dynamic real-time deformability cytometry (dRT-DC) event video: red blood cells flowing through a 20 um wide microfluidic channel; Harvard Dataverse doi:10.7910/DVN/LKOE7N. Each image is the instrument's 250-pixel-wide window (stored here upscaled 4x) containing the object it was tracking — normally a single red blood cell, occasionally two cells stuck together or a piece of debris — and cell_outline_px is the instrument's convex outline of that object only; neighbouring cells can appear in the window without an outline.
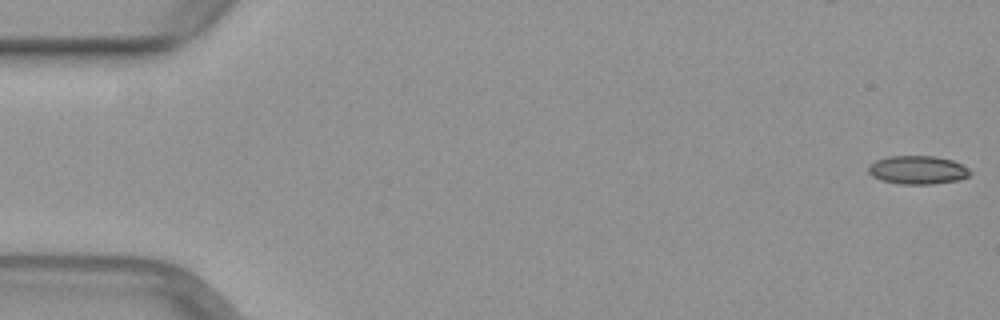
{"species": "common noctule bat (a hibernating species)", "species_latin": "Nyctalus noctula", "temperature_condition": "warm", "stored_images_in_passage": 43, "camera_frame_rate_fps": 3000, "um_per_image_px": 0.085, "animal": {"sex": "female", "body_mass_g": 29.2, "forearm_length_mm": 56.3}, "frame": {"image": 1, "passage_image": 1, "time_ms": 0.0, "image_size_px": [1000, 320], "cell_outline_px": [[972, 172], [968, 176], [960, 180], [932, 184], [900, 184], [880, 180], [872, 176], [868, 172], [868, 164], [876, 160], [888, 156], [936, 156], [952, 160], [968, 168]], "centroid_in_image_um": [77.98, 14.45], "position_along_channel_um": 7.0, "area_um2": 16.99}}
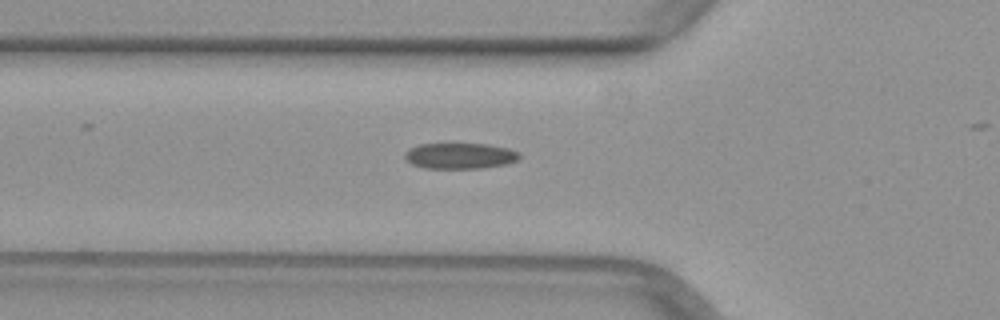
{"frame": {"image": 2, "passage_image": 18, "time_ms": 5.667, "image_size_px": [1000, 320], "cell_outline_px": [[520, 160], [508, 164], [484, 168], [424, 168], [412, 164], [404, 160], [404, 152], [408, 148], [420, 144], [488, 144], [508, 148], [520, 152]], "centroid_in_image_um": [39.11, 13.25], "position_along_channel_um": 86.7, "area_um2": 17.57}}
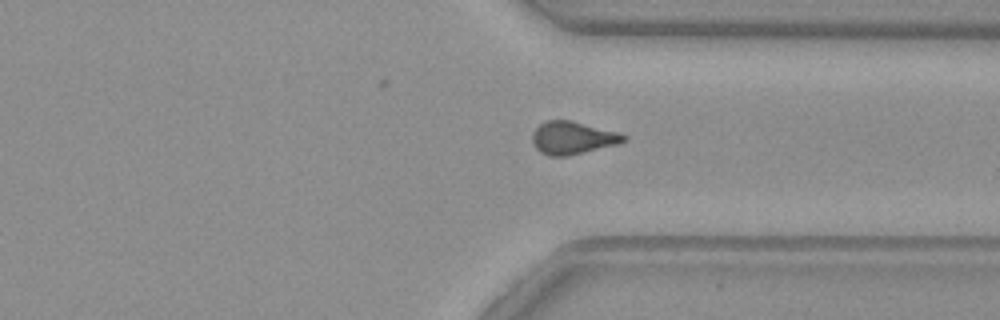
{"frame": {"image": 3, "passage_image": 38, "time_ms": 12.333, "image_size_px": [1000, 320], "cell_outline_px": [[628, 140], [620, 144], [568, 156], [548, 156], [540, 152], [536, 148], [532, 140], [532, 132], [544, 120], [572, 120], [620, 132], [628, 136]], "centroid_in_image_um": [48.72, 11.71], "position_along_channel_um": 362.7, "area_um2": 17.86}}